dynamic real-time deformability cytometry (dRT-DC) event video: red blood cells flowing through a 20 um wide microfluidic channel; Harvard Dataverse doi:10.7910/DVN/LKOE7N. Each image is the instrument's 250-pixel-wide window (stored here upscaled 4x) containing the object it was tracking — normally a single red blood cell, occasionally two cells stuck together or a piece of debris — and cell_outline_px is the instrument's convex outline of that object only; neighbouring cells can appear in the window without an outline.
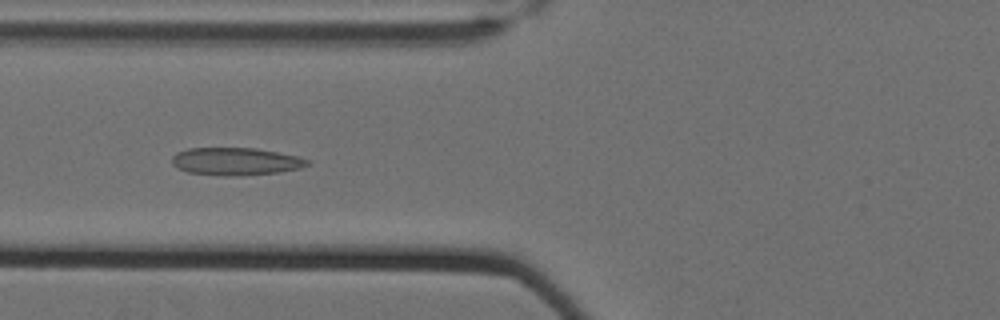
{"species": "Egyptian fruit bat (a non-hibernating species)", "species_latin": "Rousettus aegyptiacus", "temperature_condition": "cold", "stored_images_in_passage": 61, "camera_frame_rate_fps": 3000, "um_per_image_px": 0.085, "animal": {"sex": "female"}, "frame": {"image": 1, "passage_image": 27, "time_ms": 8.667, "image_size_px": [1000, 320], "cell_outline_px": [[312, 160], [308, 164], [300, 168], [280, 172], [236, 176], [224, 176], [188, 172], [172, 164], [172, 156], [176, 152], [188, 148], [256, 148], [296, 156]], "centroid_in_image_um": [20.03, 13.72], "position_along_channel_um": 105.8, "area_um2": 21.73}}
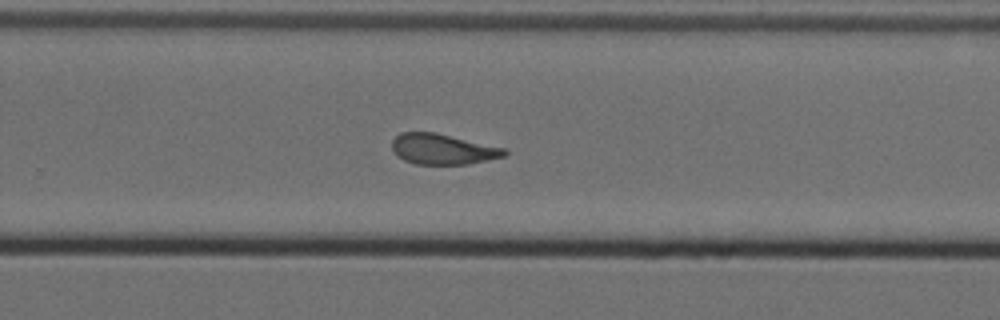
{"frame": {"image": 2, "passage_image": 43, "time_ms": 14.0, "image_size_px": [1000, 320], "cell_outline_px": [[508, 156], [468, 164], [416, 164], [404, 160], [392, 148], [392, 140], [400, 132], [436, 132], [508, 148]], "centroid_in_image_um": [37.72, 12.67], "position_along_channel_um": 292.1, "area_um2": 20.23}}
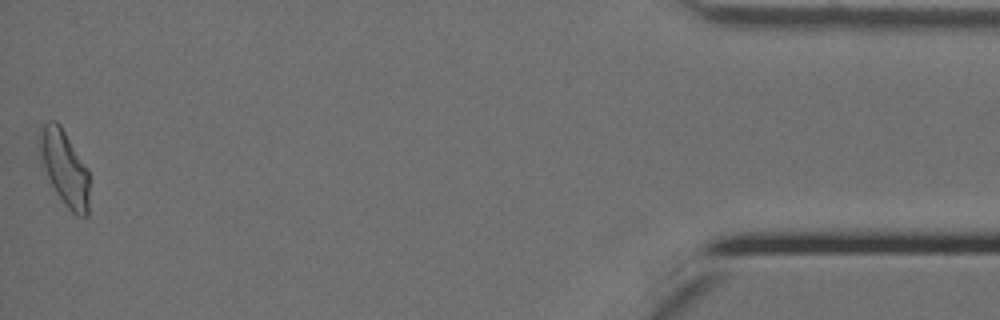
{"frame": {"image": 3, "passage_image": 61, "time_ms": 20.0, "image_size_px": [1000, 320], "cell_outline_px": [[88, 216], [76, 216], [68, 208], [56, 192], [44, 168], [40, 156], [40, 128], [48, 120], [56, 120], [60, 124], [88, 168]], "centroid_in_image_um": [5.5, 14.25], "position_along_channel_um": 429.7, "area_um2": 21.44}, "authors_computed_cell_mechanics": {"area_um2": 21.3282, "velocity_mm_per_s": 3.4893, "shape_relaxation_time_tau1_ms": null, "shape_relaxation_time_tau2_ms": 1.6325, "deformation_change_tau1": null, "deformation_change_tau2": 0.1042}}